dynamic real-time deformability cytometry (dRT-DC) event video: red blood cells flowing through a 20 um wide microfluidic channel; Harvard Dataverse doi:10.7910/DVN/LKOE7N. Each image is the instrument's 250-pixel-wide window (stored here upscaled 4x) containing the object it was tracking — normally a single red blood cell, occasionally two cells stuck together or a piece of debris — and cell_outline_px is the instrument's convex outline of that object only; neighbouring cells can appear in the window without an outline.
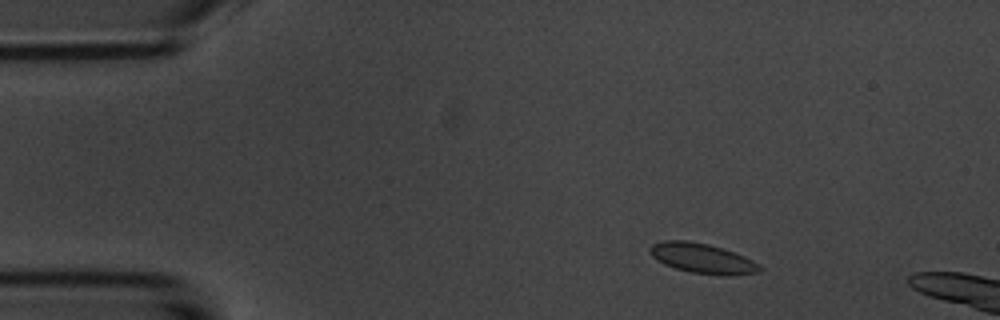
{"species": "common noctule bat (a hibernating species)", "species_latin": "Nyctalus noctula", "temperature_condition": "room temperature", "stored_images_in_passage": 4, "camera_frame_rate_fps": 3000, "um_per_image_px": 0.085, "animal": {"sex": "male", "body_mass_g": 20.1, "forearm_length_mm": 53.5}, "frame": {"image": 1, "passage_image": 2, "time_ms": 1.333, "image_size_px": [1000, 320], "cell_outline_px": [[764, 268], [760, 272], [692, 272], [676, 268], [664, 264], [656, 260], [648, 252], [648, 248], [652, 244], [664, 240], [688, 240], [708, 244], [744, 256], [760, 264]], "centroid_in_image_um": [59.58, 21.89], "position_along_channel_um": 25.4, "area_um2": 18.21}}